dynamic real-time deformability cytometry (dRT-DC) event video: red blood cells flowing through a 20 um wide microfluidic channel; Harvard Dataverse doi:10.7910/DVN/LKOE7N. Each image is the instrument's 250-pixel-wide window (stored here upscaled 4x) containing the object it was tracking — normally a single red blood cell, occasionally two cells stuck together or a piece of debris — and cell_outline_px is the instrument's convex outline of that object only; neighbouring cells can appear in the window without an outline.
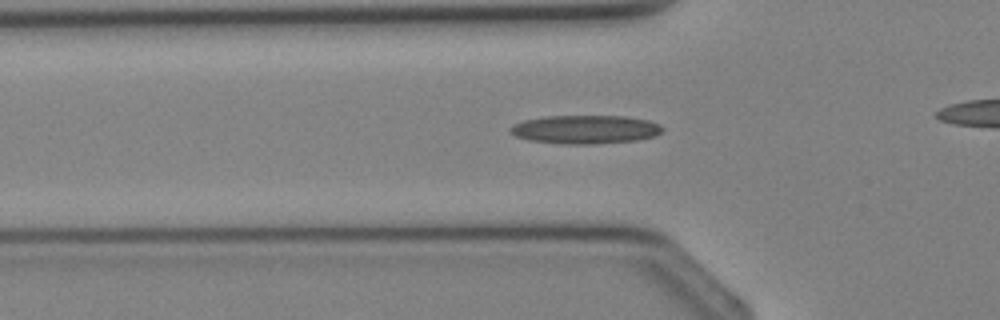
{"species": "Egyptian fruit bat (a non-hibernating species)", "species_latin": "Rousettus aegyptiacus", "temperature_condition": "cold", "stored_images_in_passage": 22, "camera_frame_rate_fps": 3000, "um_per_image_px": 0.085, "animal": {"sex": "female"}, "frame": {"image": 1, "passage_image": 4, "time_ms": 1.0, "image_size_px": [1000, 320], "cell_outline_px": [[664, 128], [656, 136], [636, 140], [596, 144], [560, 144], [528, 140], [516, 136], [508, 128], [524, 120], [544, 116], [624, 116], [648, 120], [660, 124]], "centroid_in_image_um": [49.77, 11.0], "position_along_channel_um": 76.0, "area_um2": 25.37}}
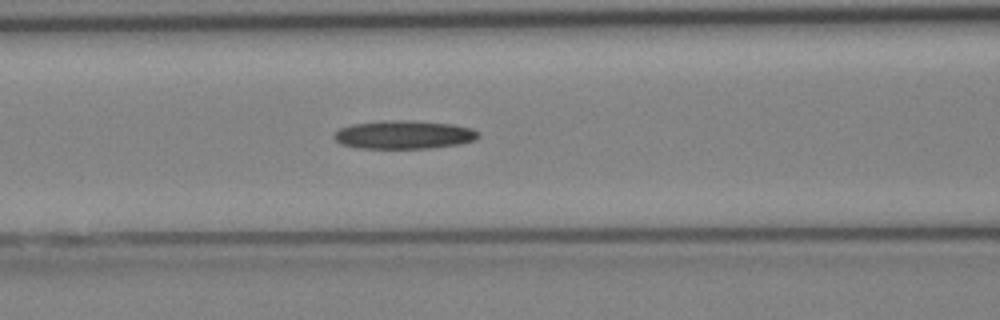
{"frame": {"image": 2, "passage_image": 7, "time_ms": 2.0, "image_size_px": [1000, 320], "cell_outline_px": [[480, 136], [476, 140], [460, 144], [428, 148], [356, 148], [340, 144], [332, 136], [340, 128], [352, 124], [384, 120], [404, 120], [452, 124], [472, 128], [480, 132]], "centroid_in_image_um": [34.34, 11.45], "position_along_channel_um": 132.3, "area_um2": 23.99}}
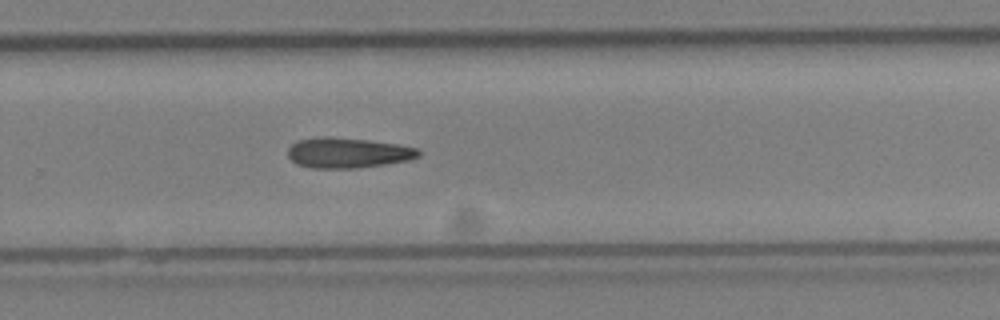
{"frame": {"image": 3, "passage_image": 16, "time_ms": 5.0, "image_size_px": [1000, 320], "cell_outline_px": [[420, 156], [408, 160], [384, 164], [356, 168], [312, 168], [296, 164], [288, 156], [288, 148], [292, 144], [300, 140], [324, 136], [328, 136], [368, 140], [400, 144], [416, 148], [420, 152]], "centroid_in_image_um": [29.56, 12.99], "position_along_channel_um": 300.2, "area_um2": 23.0}}